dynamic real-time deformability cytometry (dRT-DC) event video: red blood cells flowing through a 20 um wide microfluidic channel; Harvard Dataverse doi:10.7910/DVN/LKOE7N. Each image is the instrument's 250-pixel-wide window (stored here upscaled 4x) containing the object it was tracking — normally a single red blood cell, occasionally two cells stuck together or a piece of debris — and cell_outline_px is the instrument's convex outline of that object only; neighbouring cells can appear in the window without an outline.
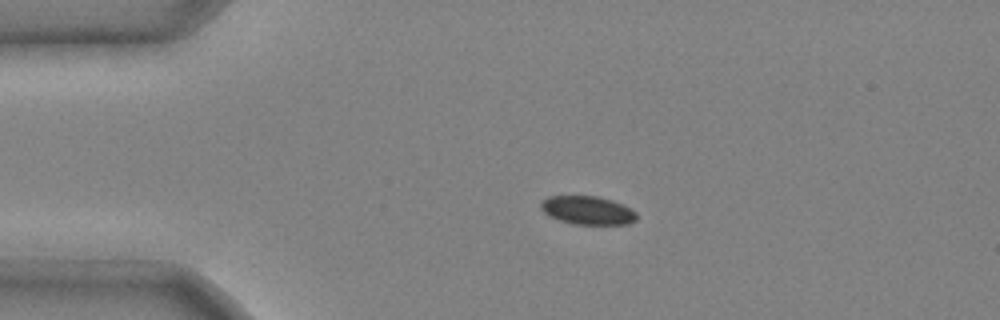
{"species": "common noctule bat (a hibernating species)", "species_latin": "Nyctalus noctula", "temperature_condition": "cold", "stored_images_in_passage": 2, "camera_frame_rate_fps": 3000, "um_per_image_px": 0.085, "animal": {"sex": "male", "body_mass_g": 20.4}, "frame": {"image": 1, "passage_image": 1, "time_ms": 0.0, "image_size_px": [1000, 320], "cell_outline_px": [[636, 220], [628, 224], [572, 224], [548, 216], [540, 208], [540, 204], [548, 196], [596, 196], [612, 200], [632, 208], [636, 212]], "centroid_in_image_um": [49.95, 17.88], "position_along_channel_um": 35.1, "area_um2": 15.9}}